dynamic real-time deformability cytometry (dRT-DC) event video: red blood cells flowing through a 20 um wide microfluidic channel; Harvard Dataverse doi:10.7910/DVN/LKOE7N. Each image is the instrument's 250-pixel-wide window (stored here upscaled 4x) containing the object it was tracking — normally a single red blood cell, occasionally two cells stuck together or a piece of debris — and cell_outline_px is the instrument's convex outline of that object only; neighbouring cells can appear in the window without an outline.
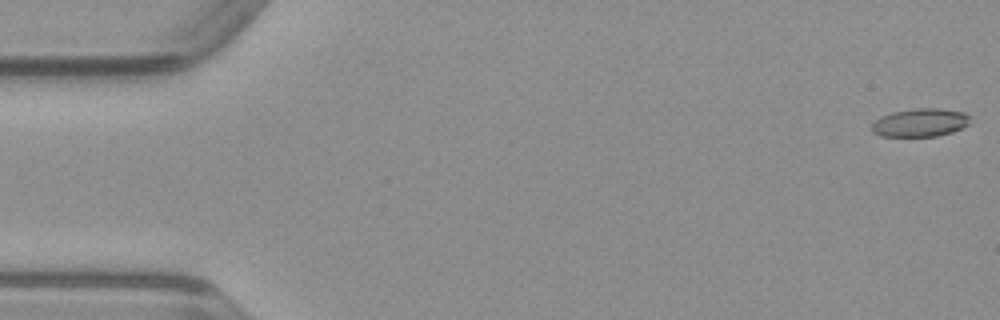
{"species": "common noctule bat (a hibernating species)", "species_latin": "Nyctalus noctula", "temperature_condition": "warm", "stored_images_in_passage": 8, "camera_frame_rate_fps": 3000, "um_per_image_px": 0.085, "animal": {"sex": "male", "body_mass_g": 23.1, "forearm_length_mm": 52.7}, "frame": {"image": 1, "passage_image": 1, "time_ms": 0.0, "image_size_px": [1000, 320], "cell_outline_px": [[972, 124], [952, 132], [936, 136], [880, 136], [872, 132], [872, 124], [880, 116], [892, 112], [916, 108], [936, 108], [964, 112], [972, 116]], "centroid_in_image_um": [78.27, 10.42], "position_along_channel_um": 6.7, "area_um2": 16.42}}